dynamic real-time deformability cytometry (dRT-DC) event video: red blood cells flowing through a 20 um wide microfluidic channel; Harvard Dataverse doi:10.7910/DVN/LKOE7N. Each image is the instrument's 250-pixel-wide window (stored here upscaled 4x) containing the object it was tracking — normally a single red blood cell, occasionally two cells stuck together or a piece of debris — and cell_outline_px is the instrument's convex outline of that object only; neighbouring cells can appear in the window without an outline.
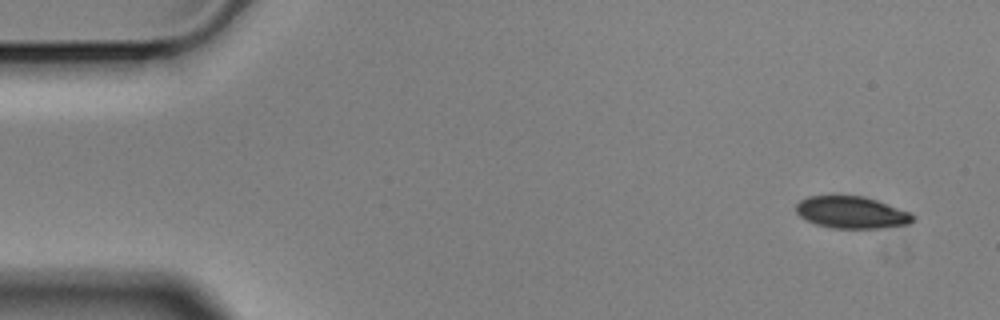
{"species": "Egyptian fruit bat (a non-hibernating species)", "species_latin": "Rousettus aegyptiacus", "temperature_condition": "cold", "stored_images_in_passage": 54, "camera_frame_rate_fps": 3000, "um_per_image_px": 0.085, "animal": {"sex": "male"}, "frame": {"image": 1, "passage_image": 1, "time_ms": 0.0, "image_size_px": [1000, 320], "cell_outline_px": [[916, 216], [908, 224], [880, 228], [832, 228], [816, 224], [800, 216], [796, 212], [796, 204], [800, 200], [808, 196], [832, 192], [864, 196], [912, 212]], "centroid_in_image_um": [72.35, 18.0], "position_along_channel_um": 12.6, "area_um2": 22.54}}
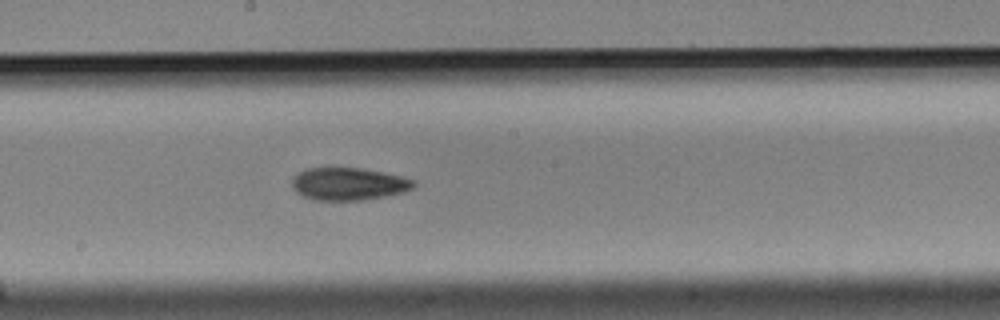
{"frame": {"image": 2, "passage_image": 28, "time_ms": 9.0, "image_size_px": [1000, 320], "cell_outline_px": [[416, 184], [412, 188], [404, 192], [384, 196], [360, 200], [312, 200], [296, 192], [292, 188], [292, 176], [296, 172], [304, 168], [360, 168], [400, 176], [416, 180]], "centroid_in_image_um": [29.57, 15.63], "position_along_channel_um": 218.6, "area_um2": 23.12}}
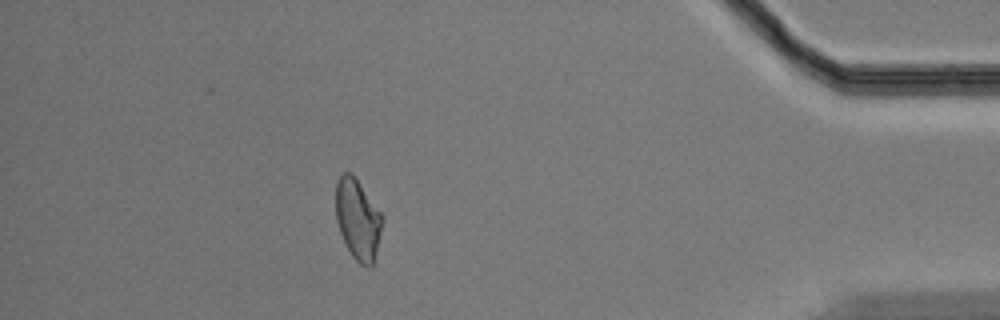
{"frame": {"image": 3, "passage_image": 48, "time_ms": 15.667, "image_size_px": [1000, 320], "cell_outline_px": [[384, 220], [372, 264], [368, 268], [360, 264], [352, 256], [340, 232], [336, 220], [336, 180], [344, 172], [352, 172], [384, 216]], "centroid_in_image_um": [30.41, 18.6], "position_along_channel_um": 404.8, "area_um2": 21.79}, "authors_computed_cell_mechanics": {"area_um2": 22.9177, "velocity_mm_per_s": 3.511, "shape_relaxation_time_tau1_ms": 3.1169, "shape_relaxation_time_tau2_ms": 8.9884, "deformation_change_tau1": 0.1029, "deformation_change_tau2": 0.1476}}